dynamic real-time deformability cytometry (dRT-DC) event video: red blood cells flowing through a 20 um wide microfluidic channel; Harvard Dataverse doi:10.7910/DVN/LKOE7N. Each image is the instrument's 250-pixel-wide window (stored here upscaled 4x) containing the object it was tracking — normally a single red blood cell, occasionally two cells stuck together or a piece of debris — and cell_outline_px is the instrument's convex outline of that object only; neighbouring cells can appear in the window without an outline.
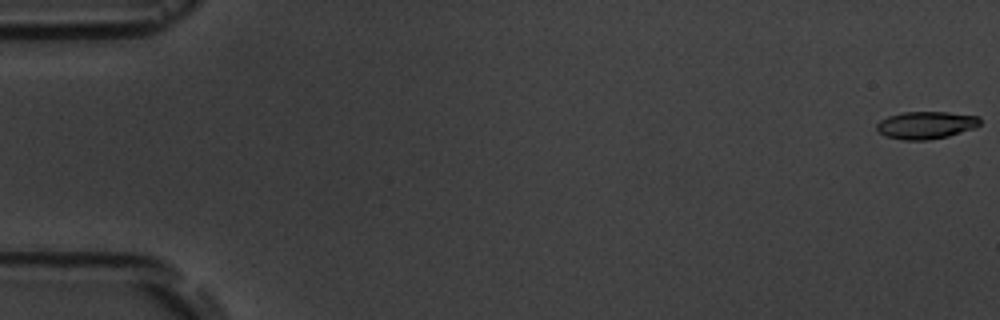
{"species": "common noctule bat (a hibernating species)", "species_latin": "Nyctalus noctula", "temperature_condition": "room temperature", "stored_images_in_passage": 5, "camera_frame_rate_fps": 3000, "um_per_image_px": 0.085, "animal": {"sex": "male", "body_mass_g": 19.5, "forearm_length_mm": 54.6}, "frame": {"image": 1, "passage_image": 1, "time_ms": 0.0, "image_size_px": [1000, 320], "cell_outline_px": [[980, 124], [976, 128], [948, 136], [928, 140], [900, 140], [888, 136], [880, 132], [876, 128], [876, 124], [880, 120], [888, 116], [904, 112], [948, 112], [980, 116]], "centroid_in_image_um": [78.74, 10.63], "position_along_channel_um": 6.3, "area_um2": 16.59}}
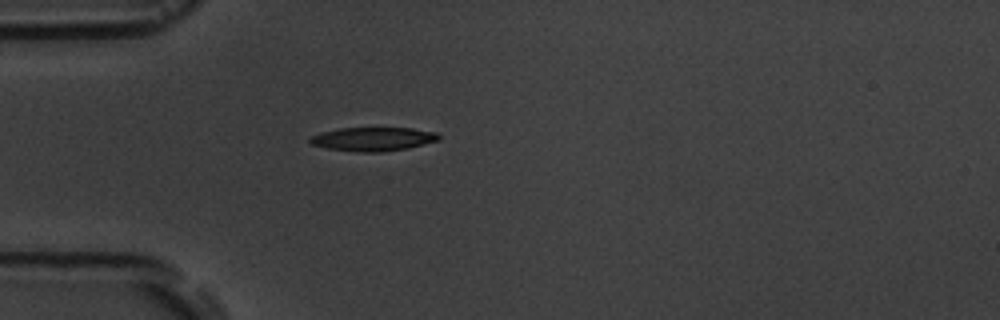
{"frame": {"image": 2, "passage_image": 5, "time_ms": 5.333, "image_size_px": [1000, 320], "cell_outline_px": [[440, 140], [408, 148], [380, 152], [364, 152], [328, 148], [312, 144], [308, 140], [312, 136], [320, 132], [340, 128], [412, 128], [436, 132], [440, 136]], "centroid_in_image_um": [31.74, 11.81], "position_along_channel_um": 53.3, "area_um2": 17.69}}